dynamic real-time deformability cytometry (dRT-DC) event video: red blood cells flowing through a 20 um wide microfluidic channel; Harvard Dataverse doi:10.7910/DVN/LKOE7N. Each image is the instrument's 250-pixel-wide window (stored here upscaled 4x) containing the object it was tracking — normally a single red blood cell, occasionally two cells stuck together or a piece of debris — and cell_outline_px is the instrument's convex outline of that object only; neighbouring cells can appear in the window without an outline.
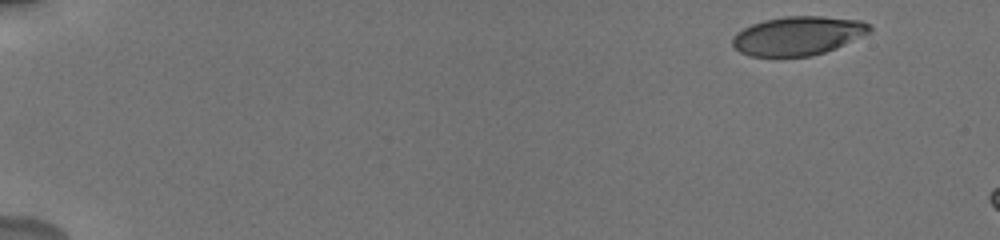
{"species": "human", "species_latin": "Homo sapiens", "temperature_condition": "cold", "stored_images_in_passage": 11, "camera_frame_rate_fps": 3000, "um_per_image_px": 0.085, "donor": {"sex": "male"}, "frame": {"image": 1, "passage_image": 1, "time_ms": 0.0, "image_size_px": [1000, 240], "cell_outline_px": [[872, 32], [836, 48], [812, 56], [748, 56], [740, 52], [732, 44], [732, 40], [736, 32], [752, 24], [764, 20], [784, 16], [820, 16], [860, 20], [868, 24], [872, 28]], "centroid_in_image_um": [67.83, 3.04], "position_along_channel_um": 17.2, "area_um2": 31.04}}